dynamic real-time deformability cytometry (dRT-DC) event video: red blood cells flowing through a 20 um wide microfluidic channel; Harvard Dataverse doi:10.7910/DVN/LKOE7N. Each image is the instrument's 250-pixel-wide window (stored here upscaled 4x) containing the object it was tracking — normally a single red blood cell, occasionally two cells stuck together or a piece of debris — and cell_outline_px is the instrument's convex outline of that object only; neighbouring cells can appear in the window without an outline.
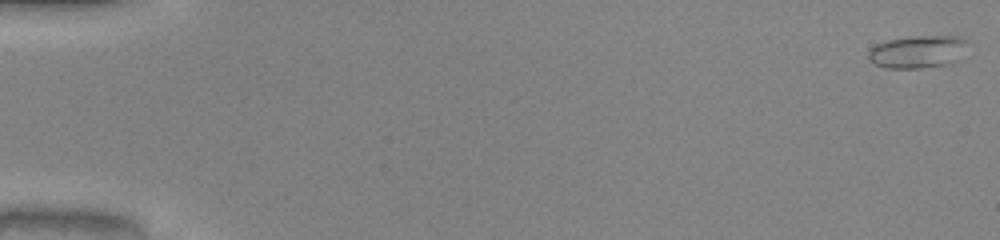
{"species": "common noctule bat (a hibernating species)", "species_latin": "Nyctalus noctula", "temperature_condition": "warm", "stored_images_in_passage": 51, "camera_frame_rate_fps": 3000, "um_per_image_px": 0.085, "animal": {"sex": "male", "body_mass_g": 20.0, "forearm_length_mm": 53.3}, "frame": {"image": 1, "passage_image": 1, "time_ms": 0.0, "image_size_px": [1000, 240], "cell_outline_px": [[964, 40], [960, 60], [944, 64], [920, 68], [888, 68], [876, 64], [868, 60], [868, 52], [876, 44], [888, 40], [916, 36], [960, 36]], "centroid_in_image_um": [77.95, 4.4], "position_along_channel_um": 7.1, "area_um2": 18.44}}
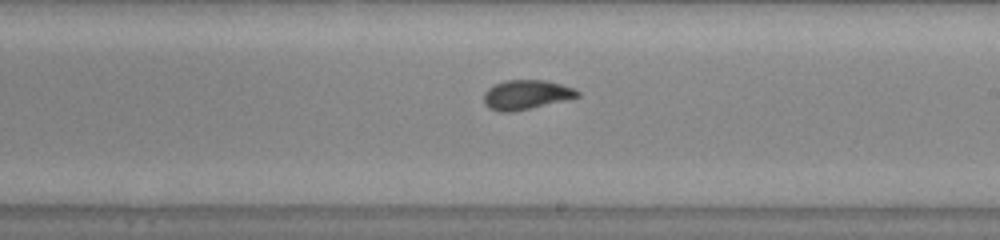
{"frame": {"image": 2, "passage_image": 31, "time_ms": 10.0, "image_size_px": [1000, 240], "cell_outline_px": [[580, 96], [528, 108], [508, 112], [500, 112], [488, 108], [484, 104], [484, 92], [488, 88], [504, 80], [544, 80], [560, 84], [572, 88], [580, 92]], "centroid_in_image_um": [44.67, 8.04], "position_along_channel_um": 244.3, "area_um2": 15.72}}
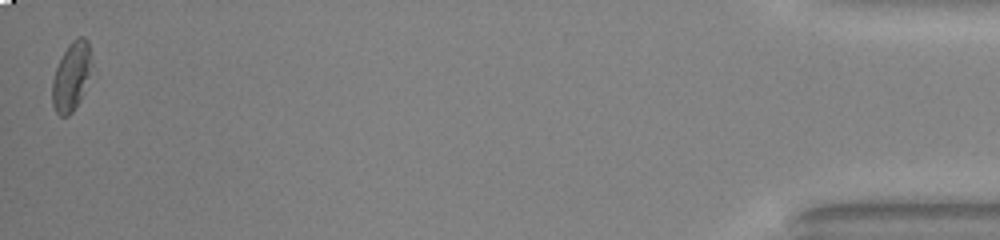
{"frame": {"image": 3, "passage_image": 51, "time_ms": 16.667, "image_size_px": [1000, 240], "cell_outline_px": [[96, 72], [80, 100], [72, 112], [68, 116], [60, 116], [56, 112], [52, 104], [52, 80], [56, 68], [68, 44], [72, 40], [80, 36], [84, 36], [88, 40]], "centroid_in_image_um": [6.16, 6.47], "position_along_channel_um": 429.0, "area_um2": 16.7}, "authors_computed_cell_mechanics": {"area_um2": 16.2996, "velocity_mm_per_s": 4.0964, "shape_relaxation_time_tau1_ms": null, "shape_relaxation_time_tau2_ms": 1.2896, "deformation_change_tau1": null, "deformation_change_tau2": 0.0628}}